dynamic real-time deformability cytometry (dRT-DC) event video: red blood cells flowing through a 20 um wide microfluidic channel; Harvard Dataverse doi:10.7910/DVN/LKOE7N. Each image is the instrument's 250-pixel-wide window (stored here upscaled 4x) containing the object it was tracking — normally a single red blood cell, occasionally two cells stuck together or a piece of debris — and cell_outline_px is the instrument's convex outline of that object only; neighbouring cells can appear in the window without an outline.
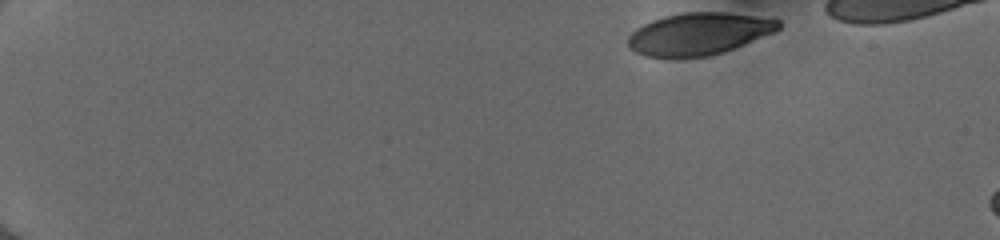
{"species": "human", "species_latin": "Homo sapiens", "temperature_condition": "cold", "stored_images_in_passage": 8, "camera_frame_rate_fps": 3000, "um_per_image_px": 0.085, "donor": {"sex": "female"}, "frame": {"image": 1, "passage_image": 1, "time_ms": 0.0, "image_size_px": [1000, 240], "cell_outline_px": [[780, 28], [776, 32], [732, 48], [708, 56], [644, 56], [636, 52], [628, 44], [628, 36], [636, 28], [652, 20], [664, 16], [684, 12], [728, 12], [780, 20]], "centroid_in_image_um": [59.4, 2.85], "position_along_channel_um": 25.6, "area_um2": 36.36}}